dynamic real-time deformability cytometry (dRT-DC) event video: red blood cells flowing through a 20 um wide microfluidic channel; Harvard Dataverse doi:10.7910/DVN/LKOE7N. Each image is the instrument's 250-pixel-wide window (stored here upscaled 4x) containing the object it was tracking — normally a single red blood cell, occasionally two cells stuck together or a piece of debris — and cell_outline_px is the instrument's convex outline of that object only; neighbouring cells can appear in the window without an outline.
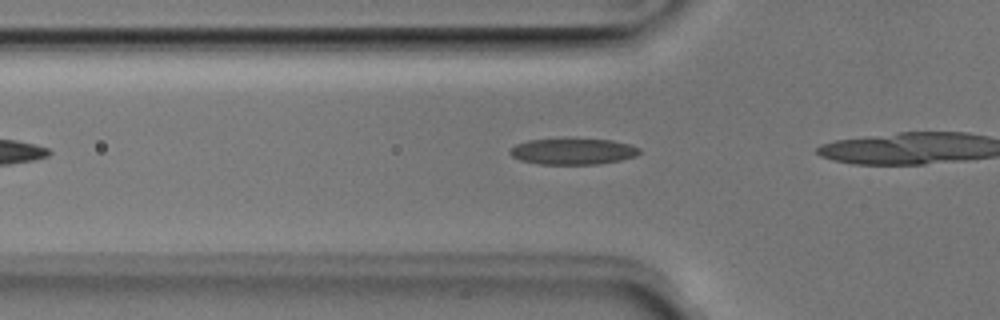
{"species": "Egyptian fruit bat (a non-hibernating species)", "species_latin": "Rousettus aegyptiacus", "temperature_condition": "room temperature", "stored_images_in_passage": 7, "camera_frame_rate_fps": 3000, "um_per_image_px": 0.085, "animal": {"sex": "male"}, "frame": {"image": 1, "passage_image": 3, "time_ms": 0.667, "image_size_px": [1000, 320], "cell_outline_px": [[640, 152], [636, 156], [620, 160], [600, 164], [540, 164], [520, 160], [512, 156], [508, 152], [516, 144], [528, 140], [568, 136], [612, 140], [632, 144], [640, 148]], "centroid_in_image_um": [48.71, 12.82], "position_along_channel_um": 77.1, "area_um2": 20.63}}
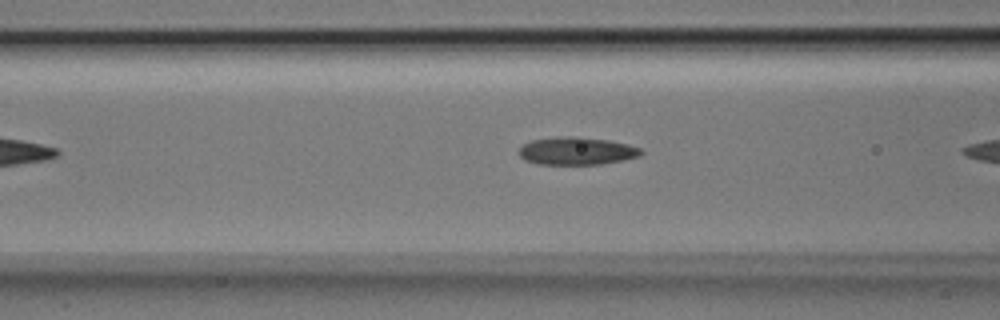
{"frame": {"image": 2, "passage_image": 6, "time_ms": 1.667, "image_size_px": [1000, 320], "cell_outline_px": [[644, 152], [640, 156], [624, 160], [600, 164], [540, 164], [524, 160], [520, 156], [520, 148], [524, 144], [532, 140], [560, 136], [580, 136], [608, 140], [628, 144], [640, 148]], "centroid_in_image_um": [49.05, 12.82], "position_along_channel_um": 117.6, "area_um2": 19.77}}